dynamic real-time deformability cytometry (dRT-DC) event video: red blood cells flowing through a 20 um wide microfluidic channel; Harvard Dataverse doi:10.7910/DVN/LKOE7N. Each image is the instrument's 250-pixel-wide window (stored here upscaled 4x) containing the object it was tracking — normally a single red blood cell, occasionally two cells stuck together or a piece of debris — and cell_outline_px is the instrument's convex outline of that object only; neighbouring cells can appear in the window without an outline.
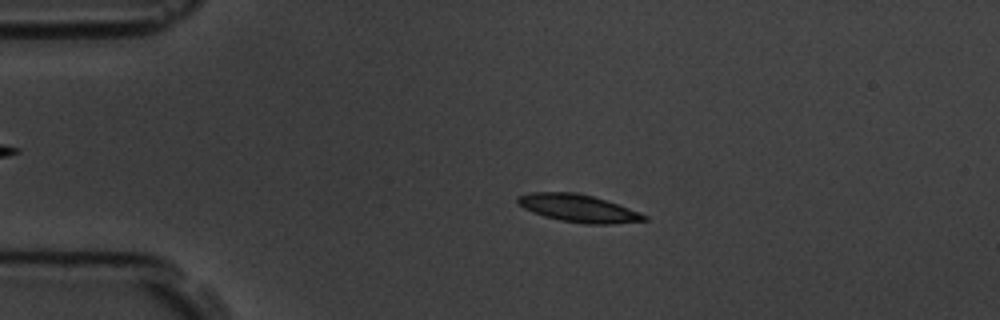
{"species": "common noctule bat (a hibernating species)", "species_latin": "Nyctalus noctula", "temperature_condition": "room temperature", "stored_images_in_passage": 4, "camera_frame_rate_fps": 3000, "um_per_image_px": 0.085, "animal": {"sex": "male", "body_mass_g": 19.5, "forearm_length_mm": 54.6}, "frame": {"image": 1, "passage_image": 3, "time_ms": 2.333, "image_size_px": [1000, 320], "cell_outline_px": [[648, 220], [612, 224], [584, 224], [560, 220], [544, 216], [532, 212], [516, 204], [516, 196], [528, 192], [576, 192], [592, 196], [640, 212], [648, 216]], "centroid_in_image_um": [49.1, 17.7], "position_along_channel_um": 35.9, "area_um2": 20.4}}